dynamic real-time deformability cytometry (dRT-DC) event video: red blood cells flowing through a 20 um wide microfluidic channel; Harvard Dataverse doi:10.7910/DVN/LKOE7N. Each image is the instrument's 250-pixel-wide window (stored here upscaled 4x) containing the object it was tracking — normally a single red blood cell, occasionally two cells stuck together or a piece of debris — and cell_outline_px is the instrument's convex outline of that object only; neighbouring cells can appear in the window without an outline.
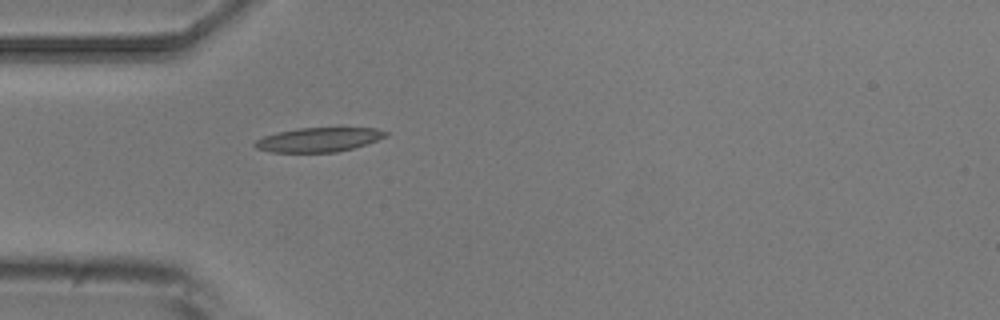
{"species": "common noctule bat (a hibernating species)", "species_latin": "Nyctalus noctula", "temperature_condition": "room temperature", "stored_images_in_passage": 4, "camera_frame_rate_fps": 3000, "um_per_image_px": 0.085, "animal": {"sex": "male", "body_mass_g": 20.5, "forearm_length_mm": 52.5}, "frame": {"image": 1, "passage_image": 4, "time_ms": 4.333, "image_size_px": [1000, 320], "cell_outline_px": [[388, 136], [368, 144], [336, 152], [272, 152], [256, 148], [252, 144], [256, 140], [264, 136], [276, 132], [296, 128], [376, 128], [388, 132]], "centroid_in_image_um": [27.09, 11.87], "position_along_channel_um": 57.9, "area_um2": 18.55}}